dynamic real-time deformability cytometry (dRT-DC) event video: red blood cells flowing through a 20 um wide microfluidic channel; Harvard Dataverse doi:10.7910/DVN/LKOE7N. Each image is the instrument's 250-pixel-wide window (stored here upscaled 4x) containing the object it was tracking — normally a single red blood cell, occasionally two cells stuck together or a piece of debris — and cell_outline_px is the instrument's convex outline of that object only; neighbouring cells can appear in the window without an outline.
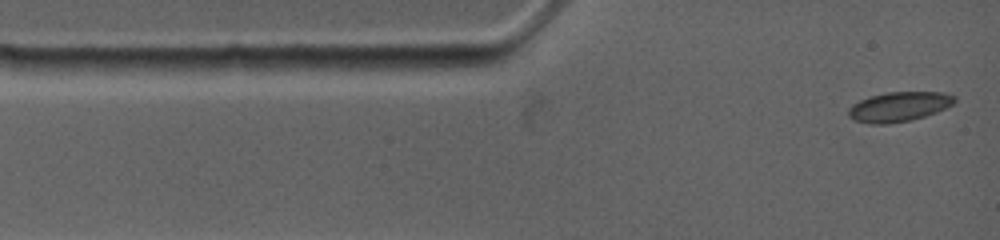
{"species": "common noctule bat (a hibernating species)", "species_latin": "Nyctalus noctula", "temperature_condition": "warm", "stored_images_in_passage": 7, "camera_frame_rate_fps": 4500, "um_per_image_px": 0.085, "animal": {"sex": "female", "body_mass_g": 19.0, "forearm_length_mm": 53.3}, "frame": {"image": 1, "passage_image": 1, "time_ms": 0.0, "image_size_px": [1000, 240], "cell_outline_px": [[956, 100], [952, 104], [936, 112], [912, 120], [888, 124], [868, 124], [852, 120], [848, 116], [848, 108], [852, 104], [868, 96], [888, 92], [944, 92], [956, 96]], "centroid_in_image_um": [76.37, 9.07], "position_along_channel_um": 8.6, "area_um2": 18.55}}
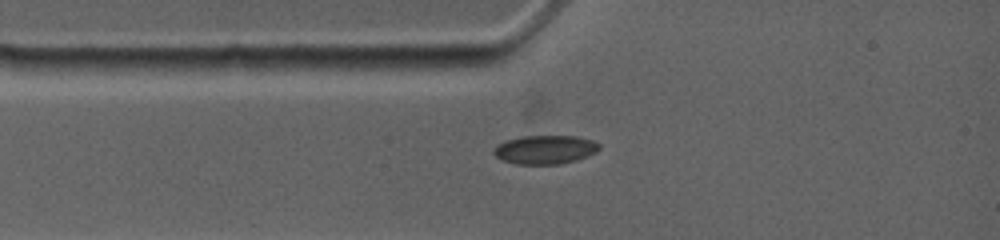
{"frame": {"image": 2, "passage_image": 4, "time_ms": 1.778, "image_size_px": [1000, 240], "cell_outline_px": [[600, 148], [596, 152], [576, 160], [560, 164], [516, 164], [500, 160], [492, 152], [496, 144], [504, 140], [520, 136], [576, 136], [592, 140], [600, 144]], "centroid_in_image_um": [46.28, 12.71], "position_along_channel_um": 38.7, "area_um2": 17.86}}
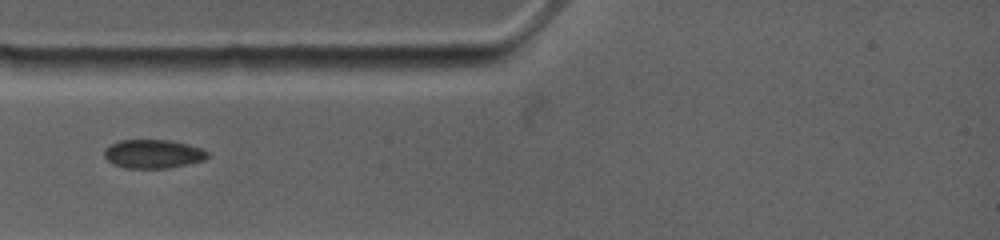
{"frame": {"image": 3, "passage_image": 5, "time_ms": 2.667, "image_size_px": [1000, 240], "cell_outline_px": [[208, 156], [204, 160], [164, 168], [124, 168], [112, 164], [104, 156], [104, 148], [120, 140], [172, 140], [188, 144], [200, 148], [208, 152]], "centroid_in_image_um": [12.97, 13.07], "position_along_channel_um": 72.0, "area_um2": 17.17}}